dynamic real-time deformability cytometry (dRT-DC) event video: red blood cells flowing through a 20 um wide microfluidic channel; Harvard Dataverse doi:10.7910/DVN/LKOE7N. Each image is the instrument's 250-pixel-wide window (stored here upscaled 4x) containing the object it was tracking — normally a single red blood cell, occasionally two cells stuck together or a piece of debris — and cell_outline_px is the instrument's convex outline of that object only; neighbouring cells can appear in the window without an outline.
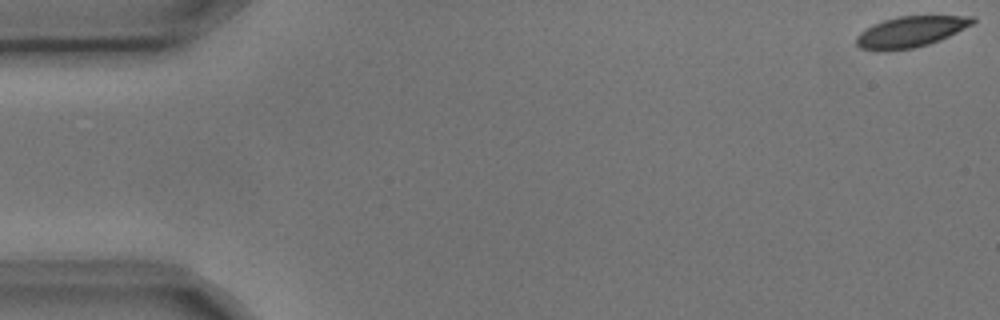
{"species": "common noctule bat (a hibernating species)", "species_latin": "Nyctalus noctula", "temperature_condition": "cold", "stored_images_in_passage": 4, "camera_frame_rate_fps": 3000, "um_per_image_px": 0.085, "animal": {"sex": "male", "body_mass_g": 17.9, "forearm_length_mm": 54.2}, "frame": {"image": 1, "passage_image": 1, "time_ms": 0.0, "image_size_px": [1000, 320], "cell_outline_px": [[976, 20], [972, 24], [940, 40], [928, 44], [912, 48], [876, 52], [860, 48], [856, 44], [856, 36], [860, 32], [872, 24], [896, 16], [976, 16]], "centroid_in_image_um": [77.35, 2.7], "position_along_channel_um": 7.7, "area_um2": 20.98}}
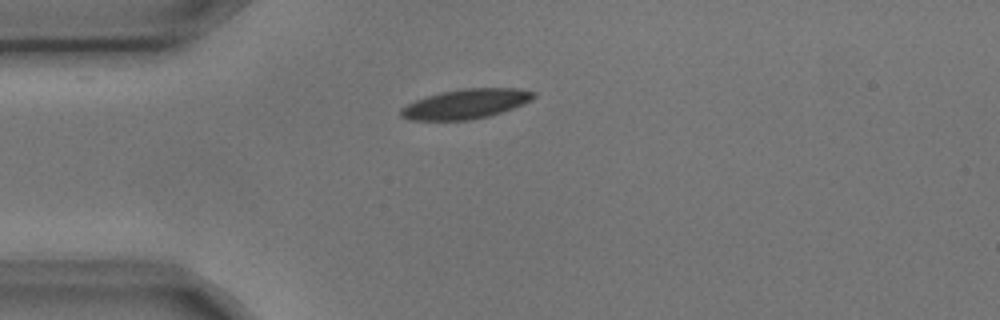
{"frame": {"image": 2, "passage_image": 4, "time_ms": 1.0, "image_size_px": [1000, 320], "cell_outline_px": [[536, 96], [532, 100], [524, 104], [488, 116], [468, 120], [408, 120], [400, 116], [400, 108], [416, 100], [440, 92], [460, 88], [520, 88], [536, 92]], "centroid_in_image_um": [39.61, 8.82], "position_along_channel_um": 45.4, "area_um2": 23.0}}